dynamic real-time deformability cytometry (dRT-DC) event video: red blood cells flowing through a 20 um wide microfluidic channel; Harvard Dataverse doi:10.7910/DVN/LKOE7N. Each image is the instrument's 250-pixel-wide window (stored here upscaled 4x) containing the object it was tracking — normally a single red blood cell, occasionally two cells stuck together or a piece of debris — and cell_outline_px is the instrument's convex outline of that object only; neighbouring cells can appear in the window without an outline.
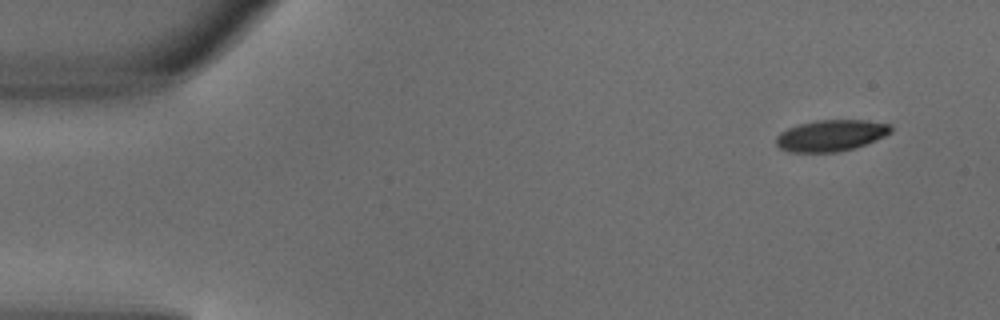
{"species": "common noctule bat (a hibernating species)", "species_latin": "Nyctalus noctula", "temperature_condition": "warm", "stored_images_in_passage": 4, "segment_of_instrument_passage": [1, 2], "camera_frame_rate_fps": 3000, "um_per_image_px": 0.085, "animal": {"sex": "male", "body_mass_g": 18.8}, "frame": {"image": 1, "passage_image": 1, "time_ms": 0.0, "image_size_px": [1000, 320], "cell_outline_px": [[892, 132], [876, 140], [852, 148], [836, 152], [788, 152], [780, 148], [776, 144], [776, 136], [780, 132], [796, 124], [816, 120], [864, 120], [892, 124]], "centroid_in_image_um": [70.61, 11.51], "position_along_channel_um": 14.4, "area_um2": 21.04}}
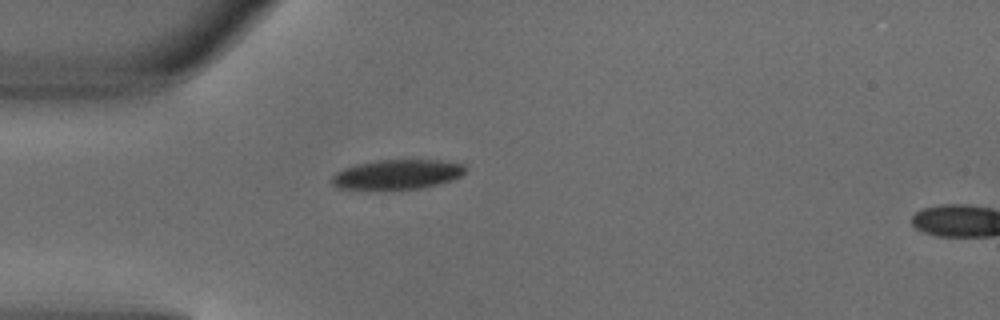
{"frame": {"image": 2, "passage_image": 3, "time_ms": 0.667, "image_size_px": [1000, 320], "cell_outline_px": [[468, 168], [460, 176], [452, 180], [420, 188], [336, 188], [332, 184], [332, 176], [336, 172], [344, 168], [356, 164], [376, 160], [440, 160], [464, 164]], "centroid_in_image_um": [33.78, 14.8], "position_along_channel_um": 51.2, "area_um2": 22.72}}